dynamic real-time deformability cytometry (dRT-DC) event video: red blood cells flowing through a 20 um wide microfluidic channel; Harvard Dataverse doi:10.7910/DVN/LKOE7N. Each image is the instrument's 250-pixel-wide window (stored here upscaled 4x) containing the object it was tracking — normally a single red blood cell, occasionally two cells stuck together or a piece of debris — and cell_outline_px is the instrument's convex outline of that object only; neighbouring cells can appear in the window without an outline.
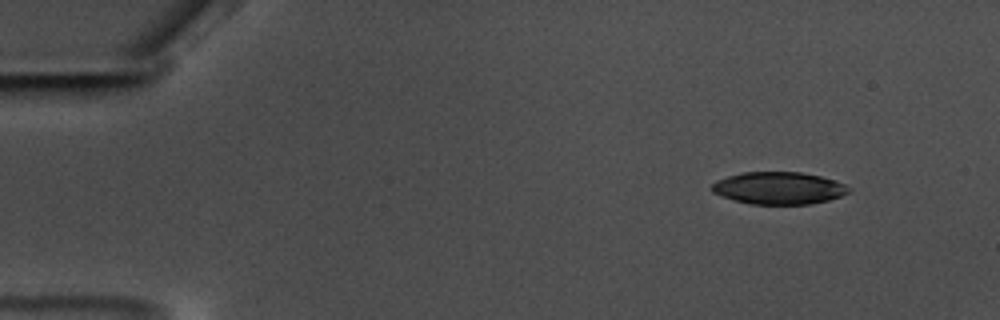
{"species": "common noctule bat (a hibernating species)", "species_latin": "Nyctalus noctula", "temperature_condition": "warm", "stored_images_in_passage": 55, "camera_frame_rate_fps": 3000, "um_per_image_px": 0.085, "animal": {"sex": "male", "body_mass_g": 17.5, "forearm_length_mm": 52.3}, "frame": {"image": 1, "passage_image": 3, "time_ms": 0.667, "image_size_px": [1000, 320], "cell_outline_px": [[852, 188], [848, 192], [840, 196], [828, 200], [808, 204], [752, 204], [736, 200], [712, 192], [712, 184], [716, 180], [728, 176], [744, 172], [800, 172], [820, 176], [844, 184]], "centroid_in_image_um": [66.2, 15.98], "position_along_channel_um": 18.8, "area_um2": 25.43}}
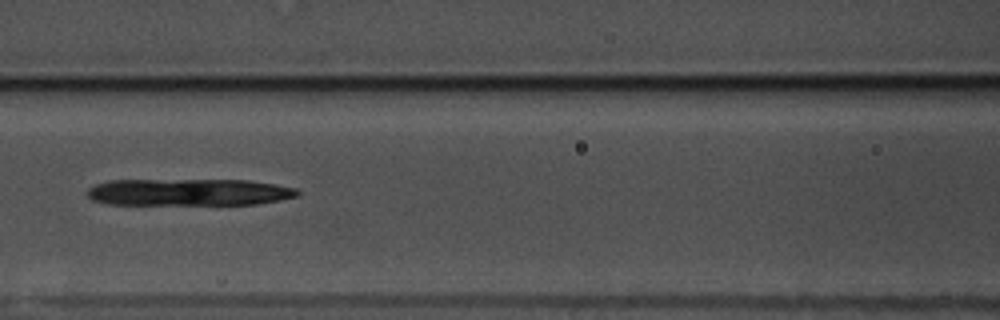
{"frame": {"image": 2, "passage_image": 23, "time_ms": 7.333, "image_size_px": [1000, 320], "cell_outline_px": [[300, 196], [280, 200], [256, 204], [108, 204], [92, 200], [88, 196], [88, 188], [96, 184], [108, 180], [248, 180], [276, 184], [296, 188], [300, 192]], "centroid_in_image_um": [16.08, 16.33], "position_along_channel_um": 150.5, "area_um2": 33.06}}
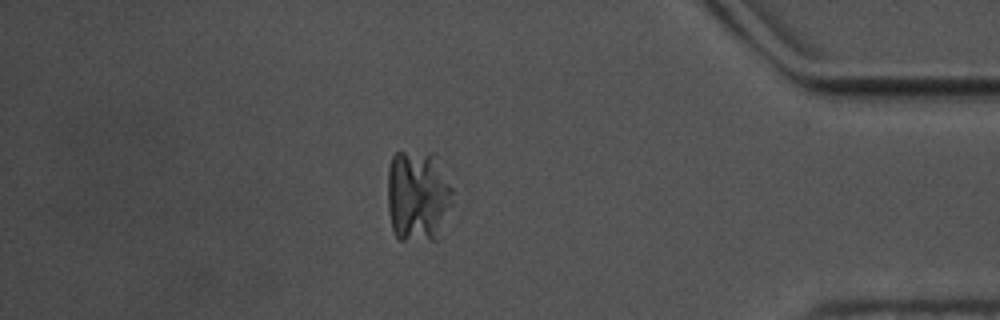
{"frame": {"image": 3, "passage_image": 47, "time_ms": 15.333, "image_size_px": [1000, 320], "cell_outline_px": [[452, 204], [440, 240], [396, 240], [392, 228], [388, 212], [388, 168], [392, 156], [396, 152], [432, 152], [452, 188]], "centroid_in_image_um": [35.51, 16.71], "position_along_channel_um": 399.7, "area_um2": 35.43}}